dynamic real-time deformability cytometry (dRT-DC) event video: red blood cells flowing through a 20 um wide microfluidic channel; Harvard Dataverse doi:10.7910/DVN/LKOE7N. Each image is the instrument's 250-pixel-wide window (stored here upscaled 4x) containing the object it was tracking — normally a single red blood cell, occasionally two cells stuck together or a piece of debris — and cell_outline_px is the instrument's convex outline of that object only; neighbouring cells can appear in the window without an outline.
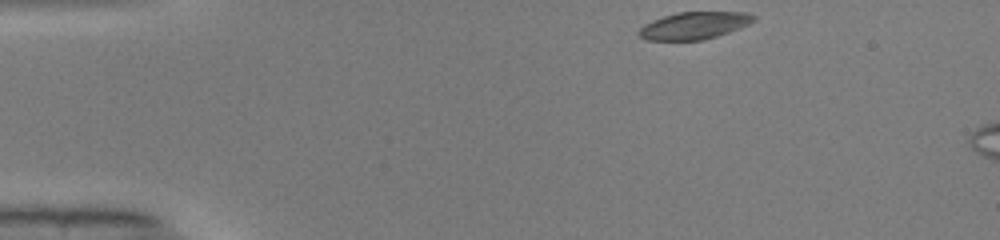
{"species": "common noctule bat (a hibernating species)", "species_latin": "Nyctalus noctula", "temperature_condition": "warm", "stored_images_in_passage": 43, "camera_frame_rate_fps": 3000, "um_per_image_px": 0.085, "animal": {"sex": "male", "body_mass_g": 19.0, "forearm_length_mm": 50.8}, "frame": {"image": 1, "passage_image": 1, "time_ms": 0.0, "image_size_px": [1000, 240], "cell_outline_px": [[756, 20], [740, 28], [716, 36], [700, 40], [644, 40], [636, 32], [644, 24], [652, 20], [676, 12], [748, 12], [756, 16]], "centroid_in_image_um": [58.99, 2.16], "position_along_channel_um": 26.0, "area_um2": 18.26}}
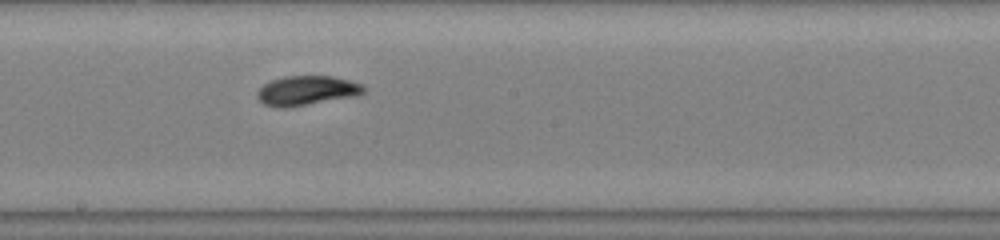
{"frame": {"image": 2, "passage_image": 21, "time_ms": 6.667, "image_size_px": [1000, 240], "cell_outline_px": [[364, 92], [360, 96], [284, 108], [264, 104], [256, 96], [256, 92], [264, 84], [272, 80], [284, 76], [332, 76], [364, 84]], "centroid_in_image_um": [26.11, 7.7], "position_along_channel_um": 222.1, "area_um2": 18.38}}
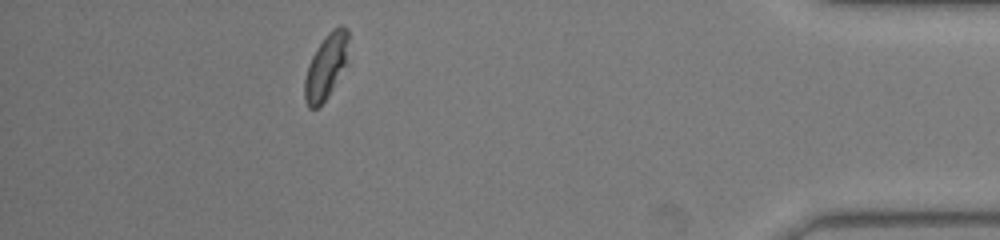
{"frame": {"image": 3, "passage_image": 38, "time_ms": 12.333, "image_size_px": [1000, 240], "cell_outline_px": [[348, 40], [344, 64], [328, 96], [316, 108], [308, 108], [304, 100], [304, 80], [308, 64], [316, 48], [328, 32], [332, 28], [340, 24], [344, 24], [348, 28]], "centroid_in_image_um": [27.67, 5.61], "position_along_channel_um": 407.5, "area_um2": 16.24}, "authors_computed_cell_mechanics": {"area_um2": 18.2648, "velocity_mm_per_s": 4.0616, "shape_relaxation_time_tau1_ms": 4.0899, "shape_relaxation_time_tau2_ms": 3.2005, "deformation_change_tau1": 0.1504, "deformation_change_tau2": 0.085}}